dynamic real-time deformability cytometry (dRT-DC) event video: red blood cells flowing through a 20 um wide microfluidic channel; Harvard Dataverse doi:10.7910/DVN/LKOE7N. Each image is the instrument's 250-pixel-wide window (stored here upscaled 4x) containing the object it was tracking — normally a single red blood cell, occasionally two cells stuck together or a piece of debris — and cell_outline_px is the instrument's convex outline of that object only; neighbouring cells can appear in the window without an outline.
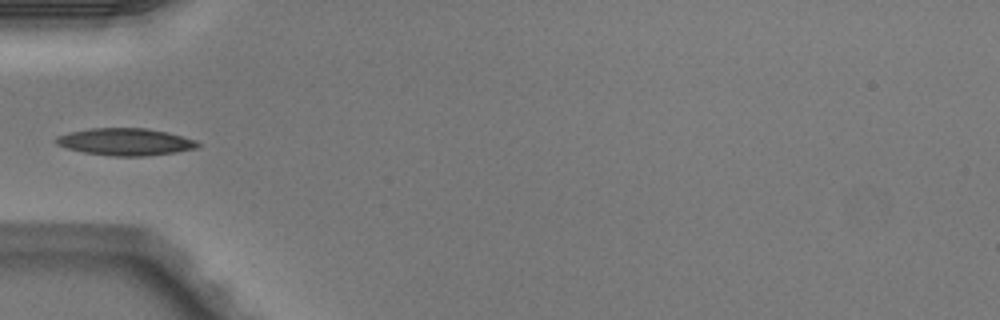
{"species": "Egyptian fruit bat (a non-hibernating species)", "species_latin": "Rousettus aegyptiacus", "temperature_condition": "warm", "stored_images_in_passage": 4, "camera_frame_rate_fps": 3000, "um_per_image_px": 0.085, "animal": {"sex": "male"}, "frame": {"image": 1, "passage_image": 4, "time_ms": 1.0, "image_size_px": [1000, 320], "cell_outline_px": [[200, 148], [176, 152], [144, 156], [112, 156], [84, 152], [68, 148], [56, 144], [52, 140], [56, 136], [68, 132], [92, 128], [148, 128], [168, 132], [196, 140], [200, 144]], "centroid_in_image_um": [10.66, 12.05], "position_along_channel_um": 74.3, "area_um2": 22.6}}